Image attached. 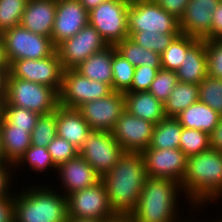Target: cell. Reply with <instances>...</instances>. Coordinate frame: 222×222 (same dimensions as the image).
I'll return each instance as SVG.
<instances>
[{
	"instance_id": "cell-1",
	"label": "cell",
	"mask_w": 222,
	"mask_h": 222,
	"mask_svg": "<svg viewBox=\"0 0 222 222\" xmlns=\"http://www.w3.org/2000/svg\"><path fill=\"white\" fill-rule=\"evenodd\" d=\"M180 185L183 191L181 196L184 195V199L186 198L191 208L188 213L201 211L209 203L220 202L222 199V152L210 148L188 157L186 172ZM194 209L195 211H191Z\"/></svg>"
},
{
	"instance_id": "cell-2",
	"label": "cell",
	"mask_w": 222,
	"mask_h": 222,
	"mask_svg": "<svg viewBox=\"0 0 222 222\" xmlns=\"http://www.w3.org/2000/svg\"><path fill=\"white\" fill-rule=\"evenodd\" d=\"M147 177L141 153L124 152L110 172L101 178L109 203L118 216L128 217L137 207Z\"/></svg>"
},
{
	"instance_id": "cell-3",
	"label": "cell",
	"mask_w": 222,
	"mask_h": 222,
	"mask_svg": "<svg viewBox=\"0 0 222 222\" xmlns=\"http://www.w3.org/2000/svg\"><path fill=\"white\" fill-rule=\"evenodd\" d=\"M181 193L178 181L147 177L137 207L128 217L132 222H187L189 217L183 219L178 208Z\"/></svg>"
},
{
	"instance_id": "cell-4",
	"label": "cell",
	"mask_w": 222,
	"mask_h": 222,
	"mask_svg": "<svg viewBox=\"0 0 222 222\" xmlns=\"http://www.w3.org/2000/svg\"><path fill=\"white\" fill-rule=\"evenodd\" d=\"M49 184L26 185L15 191L14 222H67V198Z\"/></svg>"
},
{
	"instance_id": "cell-5",
	"label": "cell",
	"mask_w": 222,
	"mask_h": 222,
	"mask_svg": "<svg viewBox=\"0 0 222 222\" xmlns=\"http://www.w3.org/2000/svg\"><path fill=\"white\" fill-rule=\"evenodd\" d=\"M3 104L45 115L53 113L59 106V93L50 86L15 78L8 72Z\"/></svg>"
},
{
	"instance_id": "cell-6",
	"label": "cell",
	"mask_w": 222,
	"mask_h": 222,
	"mask_svg": "<svg viewBox=\"0 0 222 222\" xmlns=\"http://www.w3.org/2000/svg\"><path fill=\"white\" fill-rule=\"evenodd\" d=\"M129 5L130 0H108L89 11V24L99 32L108 45H116L129 37Z\"/></svg>"
},
{
	"instance_id": "cell-7",
	"label": "cell",
	"mask_w": 222,
	"mask_h": 222,
	"mask_svg": "<svg viewBox=\"0 0 222 222\" xmlns=\"http://www.w3.org/2000/svg\"><path fill=\"white\" fill-rule=\"evenodd\" d=\"M127 21L129 37L140 31L180 33L179 20L153 0H130Z\"/></svg>"
},
{
	"instance_id": "cell-8",
	"label": "cell",
	"mask_w": 222,
	"mask_h": 222,
	"mask_svg": "<svg viewBox=\"0 0 222 222\" xmlns=\"http://www.w3.org/2000/svg\"><path fill=\"white\" fill-rule=\"evenodd\" d=\"M9 64L19 59H43L56 49L50 37L35 34L18 25L2 34Z\"/></svg>"
},
{
	"instance_id": "cell-9",
	"label": "cell",
	"mask_w": 222,
	"mask_h": 222,
	"mask_svg": "<svg viewBox=\"0 0 222 222\" xmlns=\"http://www.w3.org/2000/svg\"><path fill=\"white\" fill-rule=\"evenodd\" d=\"M67 198L68 217L114 220L119 216L113 211L104 183L75 191Z\"/></svg>"
},
{
	"instance_id": "cell-10",
	"label": "cell",
	"mask_w": 222,
	"mask_h": 222,
	"mask_svg": "<svg viewBox=\"0 0 222 222\" xmlns=\"http://www.w3.org/2000/svg\"><path fill=\"white\" fill-rule=\"evenodd\" d=\"M113 92L110 85L91 80L75 69L63 71L59 105L77 109L80 105L108 96Z\"/></svg>"
},
{
	"instance_id": "cell-11",
	"label": "cell",
	"mask_w": 222,
	"mask_h": 222,
	"mask_svg": "<svg viewBox=\"0 0 222 222\" xmlns=\"http://www.w3.org/2000/svg\"><path fill=\"white\" fill-rule=\"evenodd\" d=\"M63 66L56 50L43 59H19L10 64L9 73L23 80L50 86L58 93L62 88Z\"/></svg>"
},
{
	"instance_id": "cell-12",
	"label": "cell",
	"mask_w": 222,
	"mask_h": 222,
	"mask_svg": "<svg viewBox=\"0 0 222 222\" xmlns=\"http://www.w3.org/2000/svg\"><path fill=\"white\" fill-rule=\"evenodd\" d=\"M125 151L111 132L92 131L79 154L102 178L116 165Z\"/></svg>"
},
{
	"instance_id": "cell-13",
	"label": "cell",
	"mask_w": 222,
	"mask_h": 222,
	"mask_svg": "<svg viewBox=\"0 0 222 222\" xmlns=\"http://www.w3.org/2000/svg\"><path fill=\"white\" fill-rule=\"evenodd\" d=\"M109 46L99 32L90 24L84 26L76 35L56 46V52L63 69H74L90 55Z\"/></svg>"
},
{
	"instance_id": "cell-14",
	"label": "cell",
	"mask_w": 222,
	"mask_h": 222,
	"mask_svg": "<svg viewBox=\"0 0 222 222\" xmlns=\"http://www.w3.org/2000/svg\"><path fill=\"white\" fill-rule=\"evenodd\" d=\"M77 110L92 131L111 132L125 109L123 92L113 91L106 97L80 105Z\"/></svg>"
},
{
	"instance_id": "cell-15",
	"label": "cell",
	"mask_w": 222,
	"mask_h": 222,
	"mask_svg": "<svg viewBox=\"0 0 222 222\" xmlns=\"http://www.w3.org/2000/svg\"><path fill=\"white\" fill-rule=\"evenodd\" d=\"M141 155L148 177L182 182L186 172L187 157L180 148H147L141 152Z\"/></svg>"
},
{
	"instance_id": "cell-16",
	"label": "cell",
	"mask_w": 222,
	"mask_h": 222,
	"mask_svg": "<svg viewBox=\"0 0 222 222\" xmlns=\"http://www.w3.org/2000/svg\"><path fill=\"white\" fill-rule=\"evenodd\" d=\"M154 123L138 118L125 110L111 131L125 152L141 153L150 145Z\"/></svg>"
},
{
	"instance_id": "cell-17",
	"label": "cell",
	"mask_w": 222,
	"mask_h": 222,
	"mask_svg": "<svg viewBox=\"0 0 222 222\" xmlns=\"http://www.w3.org/2000/svg\"><path fill=\"white\" fill-rule=\"evenodd\" d=\"M89 24V12L79 0H57L56 14L51 40L56 47L64 40L76 35Z\"/></svg>"
},
{
	"instance_id": "cell-18",
	"label": "cell",
	"mask_w": 222,
	"mask_h": 222,
	"mask_svg": "<svg viewBox=\"0 0 222 222\" xmlns=\"http://www.w3.org/2000/svg\"><path fill=\"white\" fill-rule=\"evenodd\" d=\"M220 0H189L179 19L180 33L198 40H211L212 14Z\"/></svg>"
},
{
	"instance_id": "cell-19",
	"label": "cell",
	"mask_w": 222,
	"mask_h": 222,
	"mask_svg": "<svg viewBox=\"0 0 222 222\" xmlns=\"http://www.w3.org/2000/svg\"><path fill=\"white\" fill-rule=\"evenodd\" d=\"M52 172L59 175L56 176L60 178L58 182H61L59 185L62 188L59 187V189H62L61 192L65 196L92 187L101 180L91 165L80 154L61 164L57 171Z\"/></svg>"
},
{
	"instance_id": "cell-20",
	"label": "cell",
	"mask_w": 222,
	"mask_h": 222,
	"mask_svg": "<svg viewBox=\"0 0 222 222\" xmlns=\"http://www.w3.org/2000/svg\"><path fill=\"white\" fill-rule=\"evenodd\" d=\"M56 6V0H28L20 25L35 34L51 38Z\"/></svg>"
},
{
	"instance_id": "cell-21",
	"label": "cell",
	"mask_w": 222,
	"mask_h": 222,
	"mask_svg": "<svg viewBox=\"0 0 222 222\" xmlns=\"http://www.w3.org/2000/svg\"><path fill=\"white\" fill-rule=\"evenodd\" d=\"M57 136L63 138L75 146L82 148L92 129L74 108H66L59 105L56 109Z\"/></svg>"
},
{
	"instance_id": "cell-22",
	"label": "cell",
	"mask_w": 222,
	"mask_h": 222,
	"mask_svg": "<svg viewBox=\"0 0 222 222\" xmlns=\"http://www.w3.org/2000/svg\"><path fill=\"white\" fill-rule=\"evenodd\" d=\"M176 73L178 81L189 84H199L208 75L205 40H197L186 51Z\"/></svg>"
},
{
	"instance_id": "cell-23",
	"label": "cell",
	"mask_w": 222,
	"mask_h": 222,
	"mask_svg": "<svg viewBox=\"0 0 222 222\" xmlns=\"http://www.w3.org/2000/svg\"><path fill=\"white\" fill-rule=\"evenodd\" d=\"M125 109L132 115L157 124L166 116L164 104L148 91L124 92Z\"/></svg>"
},
{
	"instance_id": "cell-24",
	"label": "cell",
	"mask_w": 222,
	"mask_h": 222,
	"mask_svg": "<svg viewBox=\"0 0 222 222\" xmlns=\"http://www.w3.org/2000/svg\"><path fill=\"white\" fill-rule=\"evenodd\" d=\"M116 51L115 45H109L102 51L90 55L74 69L91 80H96L112 87V61L113 54Z\"/></svg>"
},
{
	"instance_id": "cell-25",
	"label": "cell",
	"mask_w": 222,
	"mask_h": 222,
	"mask_svg": "<svg viewBox=\"0 0 222 222\" xmlns=\"http://www.w3.org/2000/svg\"><path fill=\"white\" fill-rule=\"evenodd\" d=\"M0 131L4 157L15 165L31 146V134L26 129L9 125L3 118L0 120Z\"/></svg>"
},
{
	"instance_id": "cell-26",
	"label": "cell",
	"mask_w": 222,
	"mask_h": 222,
	"mask_svg": "<svg viewBox=\"0 0 222 222\" xmlns=\"http://www.w3.org/2000/svg\"><path fill=\"white\" fill-rule=\"evenodd\" d=\"M175 118L184 128L197 129L210 134L219 123L221 115L198 100Z\"/></svg>"
},
{
	"instance_id": "cell-27",
	"label": "cell",
	"mask_w": 222,
	"mask_h": 222,
	"mask_svg": "<svg viewBox=\"0 0 222 222\" xmlns=\"http://www.w3.org/2000/svg\"><path fill=\"white\" fill-rule=\"evenodd\" d=\"M115 47L117 52L134 67L149 66L151 68H157L158 70L162 68L160 54L138 45L130 37L118 42Z\"/></svg>"
},
{
	"instance_id": "cell-28",
	"label": "cell",
	"mask_w": 222,
	"mask_h": 222,
	"mask_svg": "<svg viewBox=\"0 0 222 222\" xmlns=\"http://www.w3.org/2000/svg\"><path fill=\"white\" fill-rule=\"evenodd\" d=\"M199 100V84L178 81L169 98L163 103L166 117H176Z\"/></svg>"
},
{
	"instance_id": "cell-29",
	"label": "cell",
	"mask_w": 222,
	"mask_h": 222,
	"mask_svg": "<svg viewBox=\"0 0 222 222\" xmlns=\"http://www.w3.org/2000/svg\"><path fill=\"white\" fill-rule=\"evenodd\" d=\"M183 127L174 117H165L154 125L152 139L148 148H179Z\"/></svg>"
},
{
	"instance_id": "cell-30",
	"label": "cell",
	"mask_w": 222,
	"mask_h": 222,
	"mask_svg": "<svg viewBox=\"0 0 222 222\" xmlns=\"http://www.w3.org/2000/svg\"><path fill=\"white\" fill-rule=\"evenodd\" d=\"M198 39L180 33L161 54L163 69L176 71L183 63L186 51Z\"/></svg>"
},
{
	"instance_id": "cell-31",
	"label": "cell",
	"mask_w": 222,
	"mask_h": 222,
	"mask_svg": "<svg viewBox=\"0 0 222 222\" xmlns=\"http://www.w3.org/2000/svg\"><path fill=\"white\" fill-rule=\"evenodd\" d=\"M24 165L27 166L28 171L34 173L38 172L43 174V172H51V169L57 170V167L54 165L51 155L47 150V147L34 146L31 145L26 151L25 154L19 159V161L14 165V169L22 168ZM48 171V172H47Z\"/></svg>"
},
{
	"instance_id": "cell-32",
	"label": "cell",
	"mask_w": 222,
	"mask_h": 222,
	"mask_svg": "<svg viewBox=\"0 0 222 222\" xmlns=\"http://www.w3.org/2000/svg\"><path fill=\"white\" fill-rule=\"evenodd\" d=\"M40 114L29 109L2 104V118L15 128L26 129L30 134L34 129Z\"/></svg>"
},
{
	"instance_id": "cell-33",
	"label": "cell",
	"mask_w": 222,
	"mask_h": 222,
	"mask_svg": "<svg viewBox=\"0 0 222 222\" xmlns=\"http://www.w3.org/2000/svg\"><path fill=\"white\" fill-rule=\"evenodd\" d=\"M135 67L117 51L113 54L112 89L117 92H126L132 84Z\"/></svg>"
},
{
	"instance_id": "cell-34",
	"label": "cell",
	"mask_w": 222,
	"mask_h": 222,
	"mask_svg": "<svg viewBox=\"0 0 222 222\" xmlns=\"http://www.w3.org/2000/svg\"><path fill=\"white\" fill-rule=\"evenodd\" d=\"M179 148L187 158L205 152L210 149L209 134L197 129H187L183 127Z\"/></svg>"
},
{
	"instance_id": "cell-35",
	"label": "cell",
	"mask_w": 222,
	"mask_h": 222,
	"mask_svg": "<svg viewBox=\"0 0 222 222\" xmlns=\"http://www.w3.org/2000/svg\"><path fill=\"white\" fill-rule=\"evenodd\" d=\"M199 100L222 115V79L207 75L199 83Z\"/></svg>"
},
{
	"instance_id": "cell-36",
	"label": "cell",
	"mask_w": 222,
	"mask_h": 222,
	"mask_svg": "<svg viewBox=\"0 0 222 222\" xmlns=\"http://www.w3.org/2000/svg\"><path fill=\"white\" fill-rule=\"evenodd\" d=\"M57 136L56 110L53 113L40 115L31 132V145L47 147Z\"/></svg>"
},
{
	"instance_id": "cell-37",
	"label": "cell",
	"mask_w": 222,
	"mask_h": 222,
	"mask_svg": "<svg viewBox=\"0 0 222 222\" xmlns=\"http://www.w3.org/2000/svg\"><path fill=\"white\" fill-rule=\"evenodd\" d=\"M28 0H0V34L20 25Z\"/></svg>"
},
{
	"instance_id": "cell-38",
	"label": "cell",
	"mask_w": 222,
	"mask_h": 222,
	"mask_svg": "<svg viewBox=\"0 0 222 222\" xmlns=\"http://www.w3.org/2000/svg\"><path fill=\"white\" fill-rule=\"evenodd\" d=\"M180 33H156L152 32H134L130 38L135 41L138 45L152 50L158 54H162L169 44L179 35Z\"/></svg>"
},
{
	"instance_id": "cell-39",
	"label": "cell",
	"mask_w": 222,
	"mask_h": 222,
	"mask_svg": "<svg viewBox=\"0 0 222 222\" xmlns=\"http://www.w3.org/2000/svg\"><path fill=\"white\" fill-rule=\"evenodd\" d=\"M178 82L176 71L161 68L152 81L148 92L164 103Z\"/></svg>"
},
{
	"instance_id": "cell-40",
	"label": "cell",
	"mask_w": 222,
	"mask_h": 222,
	"mask_svg": "<svg viewBox=\"0 0 222 222\" xmlns=\"http://www.w3.org/2000/svg\"><path fill=\"white\" fill-rule=\"evenodd\" d=\"M47 150L57 168L79 154V150L75 146L58 136L47 145Z\"/></svg>"
},
{
	"instance_id": "cell-41",
	"label": "cell",
	"mask_w": 222,
	"mask_h": 222,
	"mask_svg": "<svg viewBox=\"0 0 222 222\" xmlns=\"http://www.w3.org/2000/svg\"><path fill=\"white\" fill-rule=\"evenodd\" d=\"M208 75L222 79V39L205 40Z\"/></svg>"
},
{
	"instance_id": "cell-42",
	"label": "cell",
	"mask_w": 222,
	"mask_h": 222,
	"mask_svg": "<svg viewBox=\"0 0 222 222\" xmlns=\"http://www.w3.org/2000/svg\"><path fill=\"white\" fill-rule=\"evenodd\" d=\"M158 71L159 70L157 68H151L149 66L135 67L133 81L131 87L127 91L130 92L148 91Z\"/></svg>"
},
{
	"instance_id": "cell-43",
	"label": "cell",
	"mask_w": 222,
	"mask_h": 222,
	"mask_svg": "<svg viewBox=\"0 0 222 222\" xmlns=\"http://www.w3.org/2000/svg\"><path fill=\"white\" fill-rule=\"evenodd\" d=\"M13 168L14 165L9 162L0 164V198H6L10 195H15L14 190L13 189L11 190L10 188L15 187L13 185L14 181H16L15 183H18L17 180H14L13 178L16 177L15 175L19 173L18 171L17 173L14 172L15 169Z\"/></svg>"
},
{
	"instance_id": "cell-44",
	"label": "cell",
	"mask_w": 222,
	"mask_h": 222,
	"mask_svg": "<svg viewBox=\"0 0 222 222\" xmlns=\"http://www.w3.org/2000/svg\"><path fill=\"white\" fill-rule=\"evenodd\" d=\"M156 4H158L165 11L173 15L178 20L184 14L186 9V5L189 0H153Z\"/></svg>"
},
{
	"instance_id": "cell-45",
	"label": "cell",
	"mask_w": 222,
	"mask_h": 222,
	"mask_svg": "<svg viewBox=\"0 0 222 222\" xmlns=\"http://www.w3.org/2000/svg\"><path fill=\"white\" fill-rule=\"evenodd\" d=\"M0 222H14V195L0 198Z\"/></svg>"
},
{
	"instance_id": "cell-46",
	"label": "cell",
	"mask_w": 222,
	"mask_h": 222,
	"mask_svg": "<svg viewBox=\"0 0 222 222\" xmlns=\"http://www.w3.org/2000/svg\"><path fill=\"white\" fill-rule=\"evenodd\" d=\"M211 39H222V0L212 14Z\"/></svg>"
},
{
	"instance_id": "cell-47",
	"label": "cell",
	"mask_w": 222,
	"mask_h": 222,
	"mask_svg": "<svg viewBox=\"0 0 222 222\" xmlns=\"http://www.w3.org/2000/svg\"><path fill=\"white\" fill-rule=\"evenodd\" d=\"M210 148L222 152V115L217 126L209 134Z\"/></svg>"
},
{
	"instance_id": "cell-48",
	"label": "cell",
	"mask_w": 222,
	"mask_h": 222,
	"mask_svg": "<svg viewBox=\"0 0 222 222\" xmlns=\"http://www.w3.org/2000/svg\"><path fill=\"white\" fill-rule=\"evenodd\" d=\"M9 68H0V100L4 101L6 96V80Z\"/></svg>"
},
{
	"instance_id": "cell-49",
	"label": "cell",
	"mask_w": 222,
	"mask_h": 222,
	"mask_svg": "<svg viewBox=\"0 0 222 222\" xmlns=\"http://www.w3.org/2000/svg\"><path fill=\"white\" fill-rule=\"evenodd\" d=\"M0 68H10V64L8 62L5 45L2 35L0 34Z\"/></svg>"
},
{
	"instance_id": "cell-50",
	"label": "cell",
	"mask_w": 222,
	"mask_h": 222,
	"mask_svg": "<svg viewBox=\"0 0 222 222\" xmlns=\"http://www.w3.org/2000/svg\"><path fill=\"white\" fill-rule=\"evenodd\" d=\"M79 1L85 7V9L89 12L95 7H97L103 1H108V0H79Z\"/></svg>"
},
{
	"instance_id": "cell-51",
	"label": "cell",
	"mask_w": 222,
	"mask_h": 222,
	"mask_svg": "<svg viewBox=\"0 0 222 222\" xmlns=\"http://www.w3.org/2000/svg\"><path fill=\"white\" fill-rule=\"evenodd\" d=\"M108 219H85V218H72L68 217L67 222H110Z\"/></svg>"
},
{
	"instance_id": "cell-52",
	"label": "cell",
	"mask_w": 222,
	"mask_h": 222,
	"mask_svg": "<svg viewBox=\"0 0 222 222\" xmlns=\"http://www.w3.org/2000/svg\"><path fill=\"white\" fill-rule=\"evenodd\" d=\"M5 162L7 161H6V158L4 157L3 150H2L1 131H0V164L5 163Z\"/></svg>"
},
{
	"instance_id": "cell-53",
	"label": "cell",
	"mask_w": 222,
	"mask_h": 222,
	"mask_svg": "<svg viewBox=\"0 0 222 222\" xmlns=\"http://www.w3.org/2000/svg\"><path fill=\"white\" fill-rule=\"evenodd\" d=\"M110 222H132V220L129 217H118Z\"/></svg>"
},
{
	"instance_id": "cell-54",
	"label": "cell",
	"mask_w": 222,
	"mask_h": 222,
	"mask_svg": "<svg viewBox=\"0 0 222 222\" xmlns=\"http://www.w3.org/2000/svg\"><path fill=\"white\" fill-rule=\"evenodd\" d=\"M215 219H213V221L211 220V222H222V218H220L219 220L216 218V220L214 221ZM187 222H193L191 219L187 220ZM195 222H201V221H197V219L195 220ZM203 222V220H202ZM204 222H205V219H204ZM209 222V221H208Z\"/></svg>"
},
{
	"instance_id": "cell-55",
	"label": "cell",
	"mask_w": 222,
	"mask_h": 222,
	"mask_svg": "<svg viewBox=\"0 0 222 222\" xmlns=\"http://www.w3.org/2000/svg\"><path fill=\"white\" fill-rule=\"evenodd\" d=\"M2 104H3V101L0 100V120L2 118Z\"/></svg>"
}]
</instances>
